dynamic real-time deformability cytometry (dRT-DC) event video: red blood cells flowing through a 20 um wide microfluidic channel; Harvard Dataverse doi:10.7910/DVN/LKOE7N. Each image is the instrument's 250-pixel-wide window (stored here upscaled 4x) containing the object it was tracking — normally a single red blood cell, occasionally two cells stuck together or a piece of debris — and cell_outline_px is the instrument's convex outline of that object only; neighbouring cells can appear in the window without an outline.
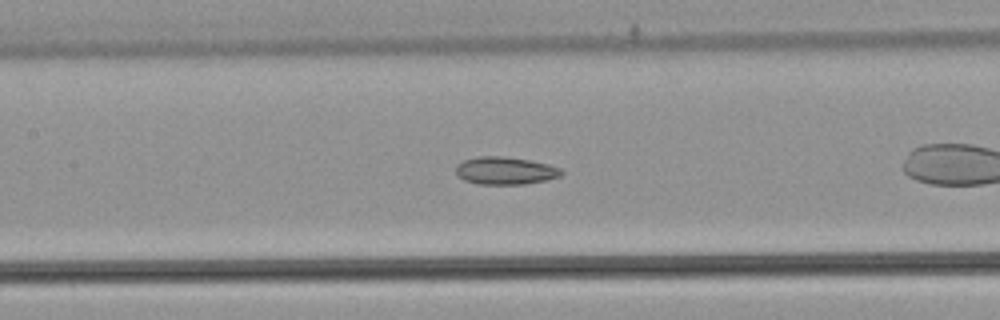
{"species": "common noctule bat (a hibernating species)", "species_latin": "Nyctalus noctula", "temperature_condition": "warm", "stored_images_in_passage": 31, "camera_frame_rate_fps": 3000, "um_per_image_px": 0.085, "animal": {"sex": "male", "body_mass_g": 21.5, "forearm_length_mm": 52.0}, "frame": {"image": 1, "passage_image": 10, "time_ms": 3.0, "image_size_px": [1000, 320], "cell_outline_px": [[564, 172], [560, 176], [548, 180], [524, 184], [476, 184], [464, 180], [456, 172], [456, 164], [464, 160], [476, 156], [504, 156], [528, 160], [548, 164], [560, 168]], "centroid_in_image_um": [42.94, 14.51], "position_along_channel_um": 164.5, "area_um2": 17.05}}
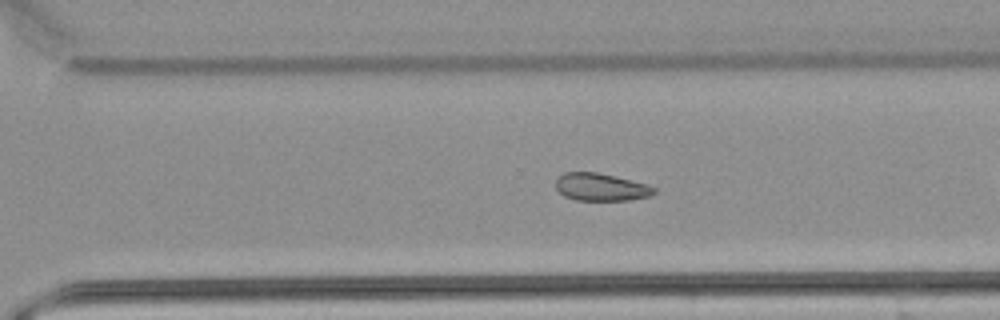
{"frame": {"image": 2, "passage_image": 22, "time_ms": 7.0, "image_size_px": [1000, 320], "cell_outline_px": [[656, 192], [648, 196], [628, 200], [576, 200], [564, 196], [556, 188], [556, 180], [564, 172], [596, 172], [616, 176], [648, 184], [656, 188]], "centroid_in_image_um": [51.09, 15.89], "position_along_channel_um": 319.5, "area_um2": 15.78}, "authors_computed_cell_mechanics": {"area_um2": 16.5886, "velocity_mm_per_s": 3.8822, "shape_relaxation_time_tau1_ms": 4.9567, "shape_relaxation_time_tau2_ms": null, "deformation_change_tau1": 0.0726, "deformation_change_tau2": null}}